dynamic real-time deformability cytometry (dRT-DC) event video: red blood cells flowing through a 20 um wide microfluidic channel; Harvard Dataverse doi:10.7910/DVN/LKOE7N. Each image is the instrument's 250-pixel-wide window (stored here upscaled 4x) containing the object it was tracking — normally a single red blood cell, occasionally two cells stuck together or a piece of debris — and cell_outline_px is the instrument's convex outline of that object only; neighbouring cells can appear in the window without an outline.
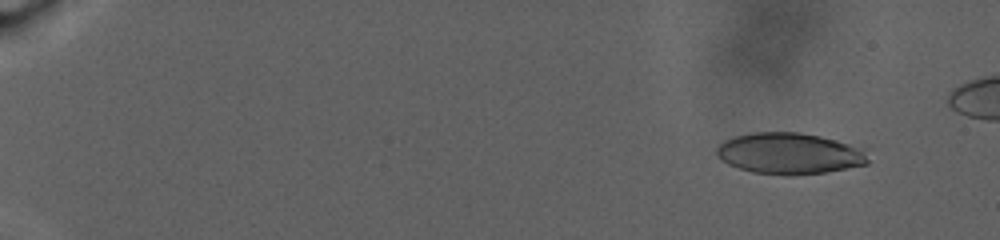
{"species": "human", "species_latin": "Homo sapiens", "temperature_condition": "warm", "stored_images_in_passage": 100, "camera_frame_rate_fps": 3000, "um_per_image_px": 0.085, "donor": {"sex": "male"}, "frame": {"image": 1, "passage_image": 10, "time_ms": 3.0, "image_size_px": [1000, 240], "cell_outline_px": [[868, 164], [828, 172], [792, 176], [784, 176], [752, 172], [728, 164], [716, 152], [716, 148], [724, 140], [736, 136], [752, 132], [796, 132], [820, 136], [836, 140], [864, 148], [868, 160]], "centroid_in_image_um": [67.13, 13.06], "position_along_channel_um": 17.9, "area_um2": 36.53}}
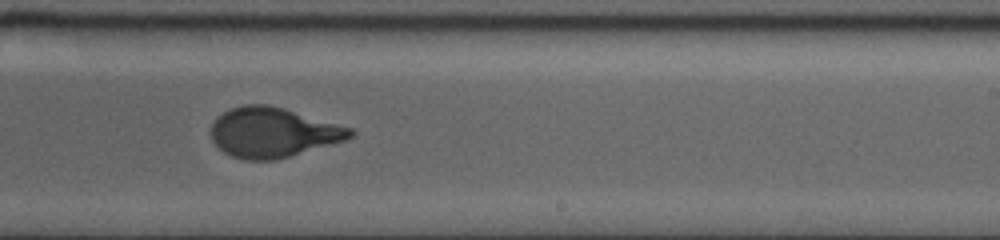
{"frame": {"image": 2, "passage_image": 68, "time_ms": 22.333, "image_size_px": [1000, 240], "cell_outline_px": [[356, 132], [352, 136], [344, 140], [276, 160], [244, 160], [232, 156], [224, 152], [212, 140], [212, 124], [216, 116], [228, 108], [244, 104], [268, 104], [284, 108], [352, 128]], "centroid_in_image_um": [23.17, 11.24], "position_along_channel_um": 265.8, "area_um2": 40.34}}
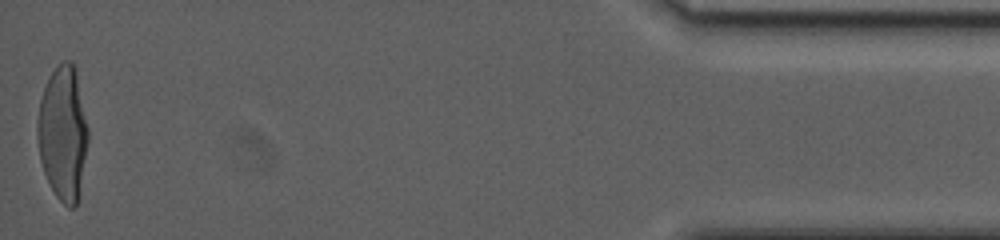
{"frame": {"image": 3, "passage_image": 100, "time_ms": 33.0, "image_size_px": [1000, 240], "cell_outline_px": [[88, 140], [80, 200], [72, 208], [68, 208], [56, 196], [44, 172], [40, 160], [36, 136], [36, 120], [40, 100], [44, 88], [52, 72], [64, 60], [68, 60], [76, 68], [88, 128]], "centroid_in_image_um": [5.36, 11.37], "position_along_channel_um": 429.8, "area_um2": 40.0}, "authors_computed_cell_mechanics": {"area_um2": 39.1017, "velocity_mm_per_s": 2.2103, "shape_relaxation_time_tau1_ms": 10.3018, "shape_relaxation_time_tau2_ms": null, "deformation_change_tau1": 0.304, "deformation_change_tau2": null}}